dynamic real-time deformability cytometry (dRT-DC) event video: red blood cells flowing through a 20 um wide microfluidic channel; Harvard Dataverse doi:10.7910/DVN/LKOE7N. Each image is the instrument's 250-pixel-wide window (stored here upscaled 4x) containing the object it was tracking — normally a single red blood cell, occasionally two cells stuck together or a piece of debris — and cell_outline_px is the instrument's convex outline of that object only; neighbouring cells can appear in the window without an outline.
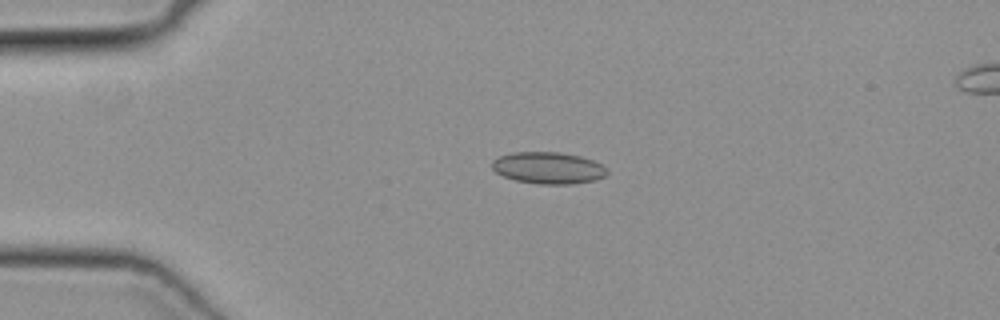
{"species": "common noctule bat (a hibernating species)", "species_latin": "Nyctalus noctula", "temperature_condition": "cold", "stored_images_in_passage": 8, "camera_frame_rate_fps": 3000, "um_per_image_px": 0.085, "animal": {"sex": "female", "body_mass_g": 19.3, "forearm_length_mm": 54.1}, "frame": {"image": 1, "passage_image": 1, "time_ms": 0.0, "image_size_px": [1000, 320], "cell_outline_px": [[608, 172], [604, 176], [592, 180], [572, 184], [540, 184], [516, 180], [504, 176], [496, 172], [492, 168], [492, 160], [500, 156], [512, 152], [560, 152], [580, 156], [592, 160], [608, 168]], "centroid_in_image_um": [46.59, 14.26], "position_along_channel_um": 38.4, "area_um2": 21.15}}
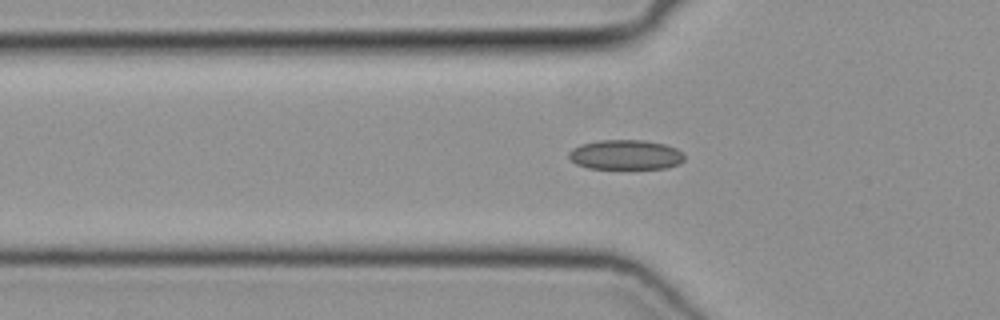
{"frame": {"image": 2, "passage_image": 6, "time_ms": 1.667, "image_size_px": [1000, 320], "cell_outline_px": [[684, 160], [680, 164], [668, 168], [588, 168], [576, 164], [568, 156], [568, 152], [572, 148], [580, 144], [600, 140], [644, 140], [664, 144], [676, 148], [684, 152]], "centroid_in_image_um": [53.19, 13.15], "position_along_channel_um": 72.6, "area_um2": 20.17}}